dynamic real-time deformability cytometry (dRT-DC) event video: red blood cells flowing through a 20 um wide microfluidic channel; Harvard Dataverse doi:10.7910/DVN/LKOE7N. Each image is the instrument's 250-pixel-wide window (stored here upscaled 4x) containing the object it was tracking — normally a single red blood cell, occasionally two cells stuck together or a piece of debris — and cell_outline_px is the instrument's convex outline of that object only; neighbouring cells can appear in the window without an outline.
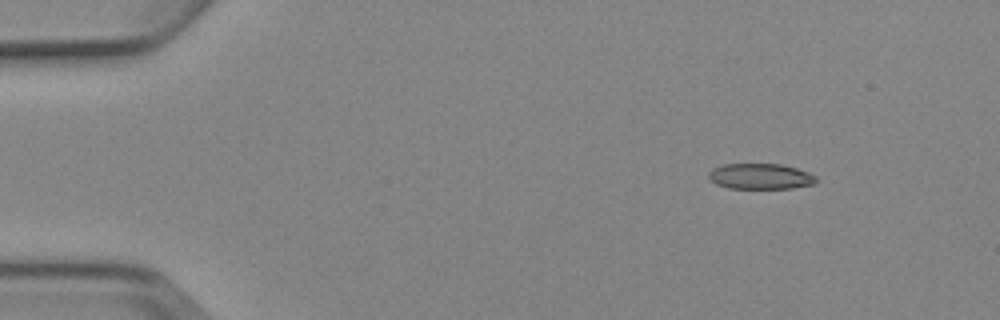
{"species": "Egyptian fruit bat (a non-hibernating species)", "species_latin": "Rousettus aegyptiacus", "temperature_condition": "cold", "stored_images_in_passage": 4, "camera_frame_rate_fps": 3000, "um_per_image_px": 0.085, "animal": {"sex": "female"}, "frame": {"image": 1, "passage_image": 1, "time_ms": 0.0, "image_size_px": [1000, 320], "cell_outline_px": [[816, 184], [792, 188], [728, 188], [716, 184], [708, 176], [708, 172], [712, 168], [724, 164], [780, 164], [796, 168], [808, 172], [816, 176]], "centroid_in_image_um": [64.64, 14.99], "position_along_channel_um": 20.4, "area_um2": 16.07}}
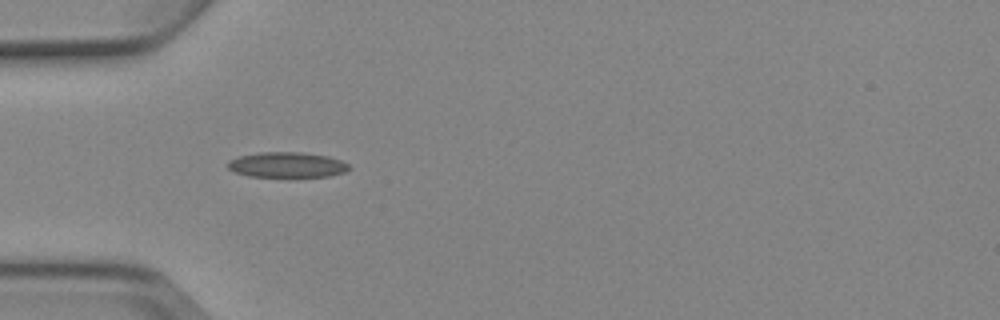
{"frame": {"image": 2, "passage_image": 4, "time_ms": 3.333, "image_size_px": [1000, 320], "cell_outline_px": [[352, 168], [344, 172], [328, 176], [288, 180], [248, 176], [236, 172], [228, 168], [228, 160], [240, 156], [260, 152], [300, 152], [328, 156], [340, 160], [348, 164]], "centroid_in_image_um": [24.41, 14.06], "position_along_channel_um": 60.6, "area_um2": 18.84}}